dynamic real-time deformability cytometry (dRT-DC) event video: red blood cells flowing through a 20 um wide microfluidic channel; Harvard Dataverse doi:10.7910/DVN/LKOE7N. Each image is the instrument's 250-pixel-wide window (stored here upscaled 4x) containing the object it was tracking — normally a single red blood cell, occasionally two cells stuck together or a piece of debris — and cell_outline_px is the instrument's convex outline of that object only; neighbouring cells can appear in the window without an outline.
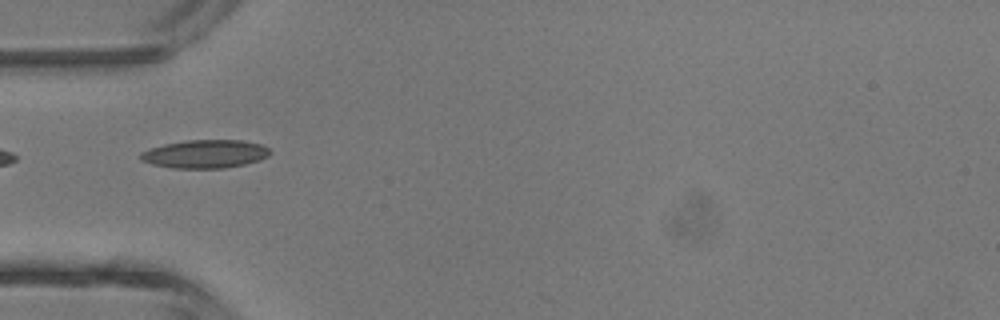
{"species": "common noctule bat (a hibernating species)", "species_latin": "Nyctalus noctula", "temperature_condition": "room temperature", "stored_images_in_passage": 6, "camera_frame_rate_fps": 3000, "um_per_image_px": 0.085, "animal": {"sex": "male", "body_mass_g": 13.3}, "frame": {"image": 1, "passage_image": 5, "time_ms": 4.667, "image_size_px": [1000, 320], "cell_outline_px": [[272, 152], [268, 156], [260, 160], [244, 164], [224, 168], [172, 168], [152, 164], [140, 160], [140, 152], [164, 144], [188, 140], [244, 140], [260, 144], [268, 148]], "centroid_in_image_um": [17.44, 13.08], "position_along_channel_um": 67.6, "area_um2": 21.33}}